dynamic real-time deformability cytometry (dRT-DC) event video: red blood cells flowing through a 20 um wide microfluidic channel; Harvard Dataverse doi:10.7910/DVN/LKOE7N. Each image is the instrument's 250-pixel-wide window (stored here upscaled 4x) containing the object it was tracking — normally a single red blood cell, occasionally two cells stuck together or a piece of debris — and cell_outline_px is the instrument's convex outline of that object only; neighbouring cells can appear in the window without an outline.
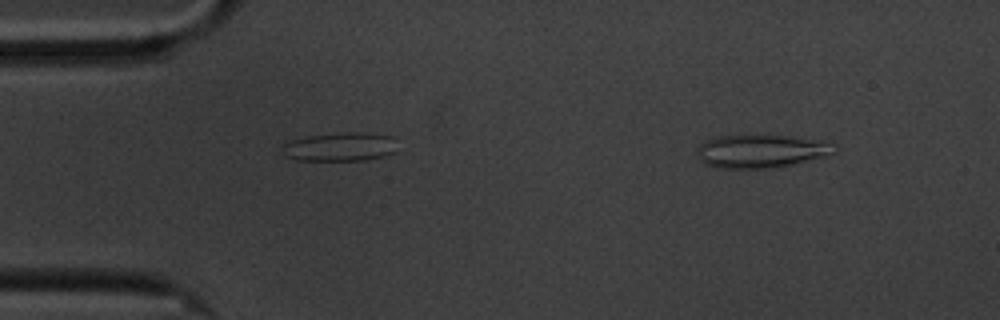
{"species": "common noctule bat (a hibernating species)", "species_latin": "Nyctalus noctula", "temperature_condition": "cold", "stored_images_in_passage": 41, "camera_frame_rate_fps": 3000, "um_per_image_px": 0.085, "animal": {"sex": "male", "body_mass_g": 20.1, "forearm_length_mm": 53.5}, "frame": {"image": 1, "passage_image": 5, "time_ms": 1.333, "image_size_px": [1000, 320], "cell_outline_px": [[836, 152], [824, 156], [792, 164], [772, 168], [716, 168], [704, 164], [696, 156], [696, 152], [704, 140], [716, 136], [784, 136], [824, 140], [836, 148]], "centroid_in_image_um": [64.63, 12.86], "position_along_channel_um": 20.4, "area_um2": 26.36}}
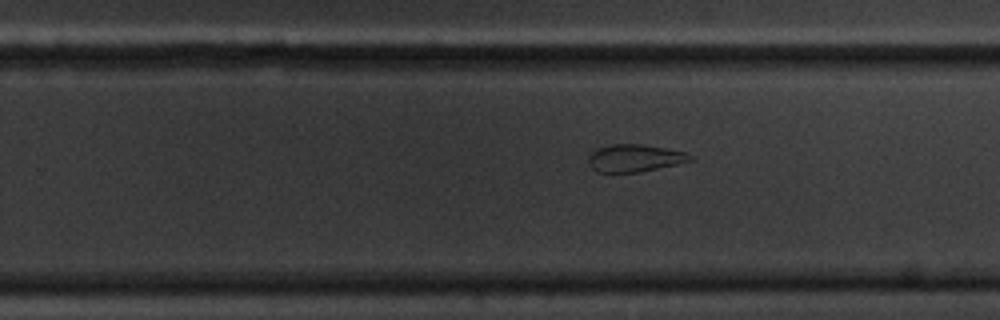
{"frame": {"image": 2, "passage_image": 25, "time_ms": 8.0, "image_size_px": [1000, 320], "cell_outline_px": [[696, 160], [640, 172], [596, 172], [588, 164], [588, 156], [596, 148], [612, 144], [640, 144], [664, 148], [684, 152], [692, 156]], "centroid_in_image_um": [53.93, 13.44], "position_along_channel_um": 275.9, "area_um2": 16.3}}
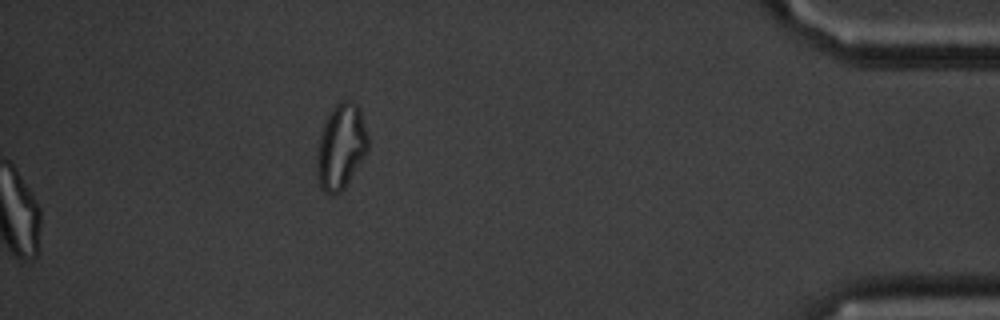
{"frame": {"image": 3, "passage_image": 41, "time_ms": 13.333, "image_size_px": [1000, 320], "cell_outline_px": [[368, 152], [344, 188], [340, 192], [324, 192], [320, 188], [316, 176], [316, 160], [320, 136], [324, 124], [332, 108], [340, 100], [348, 100], [356, 104], [360, 108], [368, 136]], "centroid_in_image_um": [28.99, 12.46], "position_along_channel_um": 406.2, "area_um2": 25.37}, "authors_computed_cell_mechanics": {"area_um2": 17.3978, "velocity_mm_per_s": 3.37, "shape_relaxation_time_tau1_ms": null, "shape_relaxation_time_tau2_ms": 3.9423, "deformation_change_tau1": null, "deformation_change_tau2": 0.1239}}